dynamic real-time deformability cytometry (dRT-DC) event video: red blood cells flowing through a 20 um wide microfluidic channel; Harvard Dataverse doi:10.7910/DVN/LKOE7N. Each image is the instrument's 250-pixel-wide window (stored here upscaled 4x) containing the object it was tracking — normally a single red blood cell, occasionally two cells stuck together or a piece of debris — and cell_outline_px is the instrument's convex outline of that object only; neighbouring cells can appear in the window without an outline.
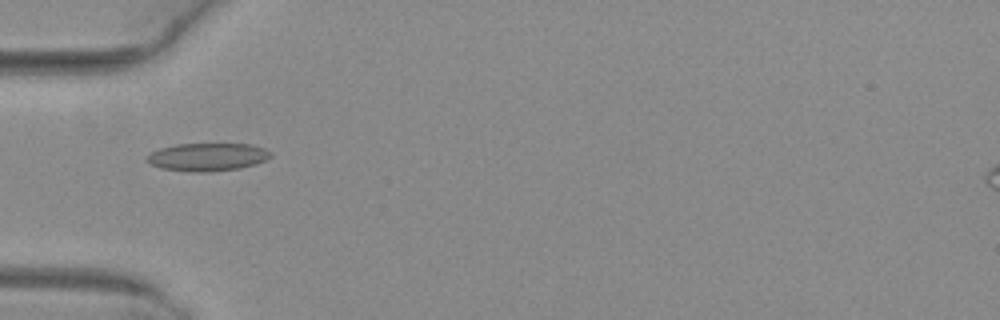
{"species": "common noctule bat (a hibernating species)", "species_latin": "Nyctalus noctula", "temperature_condition": "warm", "stored_images_in_passage": 3, "camera_frame_rate_fps": 3000, "um_per_image_px": 0.085, "animal": {"sex": "female", "body_mass_g": 29.2, "forearm_length_mm": 56.3}, "frame": {"image": 1, "passage_image": 3, "time_ms": 0.667, "image_size_px": [1000, 320], "cell_outline_px": [[272, 156], [256, 164], [240, 168], [208, 172], [192, 172], [160, 168], [144, 160], [152, 152], [160, 148], [176, 144], [252, 144], [264, 148], [272, 152]], "centroid_in_image_um": [17.65, 13.34], "position_along_channel_um": 67.3, "area_um2": 20.17}}